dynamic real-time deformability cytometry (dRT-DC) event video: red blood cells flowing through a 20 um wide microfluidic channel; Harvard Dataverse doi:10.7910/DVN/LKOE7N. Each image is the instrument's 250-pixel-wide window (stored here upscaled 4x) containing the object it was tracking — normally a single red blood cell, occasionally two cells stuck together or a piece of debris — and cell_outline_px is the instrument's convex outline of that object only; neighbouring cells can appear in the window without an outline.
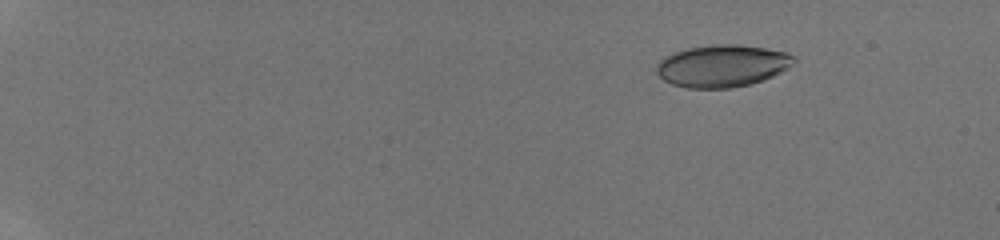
{"species": "human", "species_latin": "Homo sapiens", "temperature_condition": "room temperature", "stored_images_in_passage": 45, "camera_frame_rate_fps": 3000, "um_per_image_px": 0.085, "donor": {"sex": "male"}, "frame": {"image": 1, "passage_image": 1, "time_ms": 0.0, "image_size_px": [1000, 240], "cell_outline_px": [[796, 60], [788, 68], [764, 80], [732, 88], [688, 88], [672, 84], [664, 80], [656, 72], [656, 64], [660, 60], [676, 52], [688, 48], [712, 44], [740, 44], [788, 52], [796, 56]], "centroid_in_image_um": [61.42, 5.59], "position_along_channel_um": 23.6, "area_um2": 33.76}}
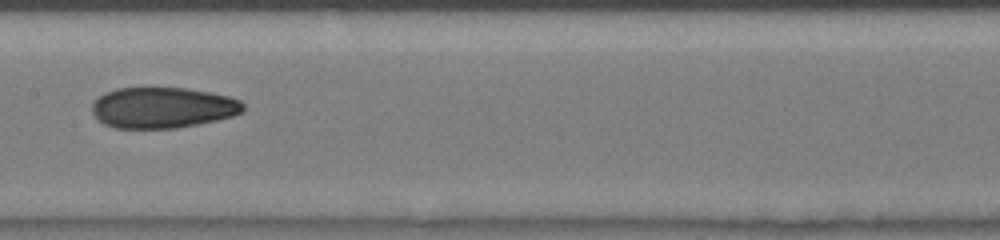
{"frame": {"image": 2, "passage_image": 24, "time_ms": 7.667, "image_size_px": [1000, 240], "cell_outline_px": [[244, 108], [240, 112], [232, 116], [216, 120], [176, 128], [116, 128], [104, 124], [92, 112], [92, 104], [104, 92], [116, 88], [144, 84], [188, 88], [228, 96], [240, 100], [244, 104]], "centroid_in_image_um": [13.78, 9.09], "position_along_channel_um": 193.6, "area_um2": 36.82}}
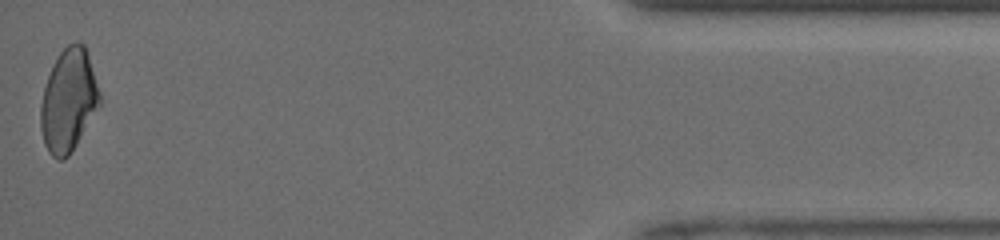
{"frame": {"image": 3, "passage_image": 45, "time_ms": 14.667, "image_size_px": [1000, 240], "cell_outline_px": [[100, 104], [76, 144], [68, 156], [64, 160], [60, 160], [52, 156], [48, 152], [44, 144], [40, 128], [40, 104], [44, 88], [48, 76], [56, 56], [68, 44], [76, 40], [84, 44], [100, 92]], "centroid_in_image_um": [5.8, 8.53], "position_along_channel_um": 429.4, "area_um2": 35.14}, "authors_computed_cell_mechanics": {"area_um2": 35.2002, "velocity_mm_per_s": 4.2687, "shape_relaxation_time_tau1_ms": 6.8702, "shape_relaxation_time_tau2_ms": 1.5216, "deformation_change_tau1": 0.1697, "deformation_change_tau2": 0.0692}}